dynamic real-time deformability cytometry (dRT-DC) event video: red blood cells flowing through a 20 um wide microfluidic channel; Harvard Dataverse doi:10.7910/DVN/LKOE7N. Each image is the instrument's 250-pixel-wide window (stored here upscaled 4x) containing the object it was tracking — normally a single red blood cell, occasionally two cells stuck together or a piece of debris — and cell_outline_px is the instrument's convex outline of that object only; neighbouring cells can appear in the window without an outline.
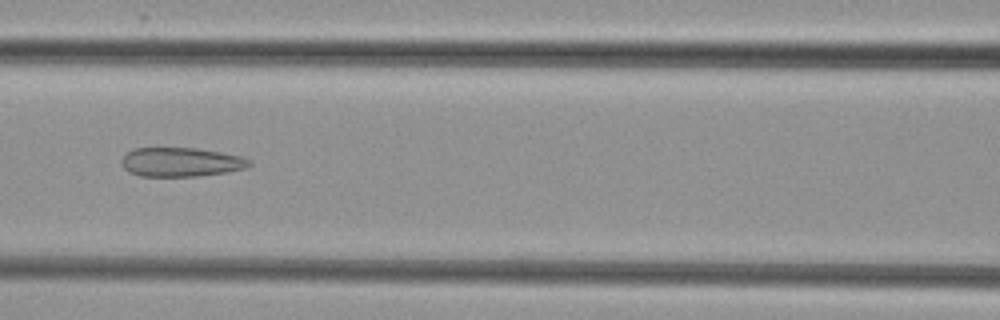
{"species": "common noctule bat (a hibernating species)", "species_latin": "Nyctalus noctula", "temperature_condition": "cold", "stored_images_in_passage": 6, "camera_frame_rate_fps": 3000, "um_per_image_px": 0.085, "animal": {"sex": "female", "body_mass_g": 29.2, "forearm_length_mm": 56.3}, "frame": {"image": 1, "passage_image": 6, "time_ms": 6.0, "image_size_px": [1000, 320], "cell_outline_px": [[252, 164], [244, 168], [228, 172], [196, 176], [140, 176], [128, 172], [124, 168], [120, 160], [128, 152], [136, 148], [196, 148], [220, 152], [240, 156], [248, 160]], "centroid_in_image_um": [15.35, 13.78], "position_along_channel_um": 151.2, "area_um2": 21.5}}